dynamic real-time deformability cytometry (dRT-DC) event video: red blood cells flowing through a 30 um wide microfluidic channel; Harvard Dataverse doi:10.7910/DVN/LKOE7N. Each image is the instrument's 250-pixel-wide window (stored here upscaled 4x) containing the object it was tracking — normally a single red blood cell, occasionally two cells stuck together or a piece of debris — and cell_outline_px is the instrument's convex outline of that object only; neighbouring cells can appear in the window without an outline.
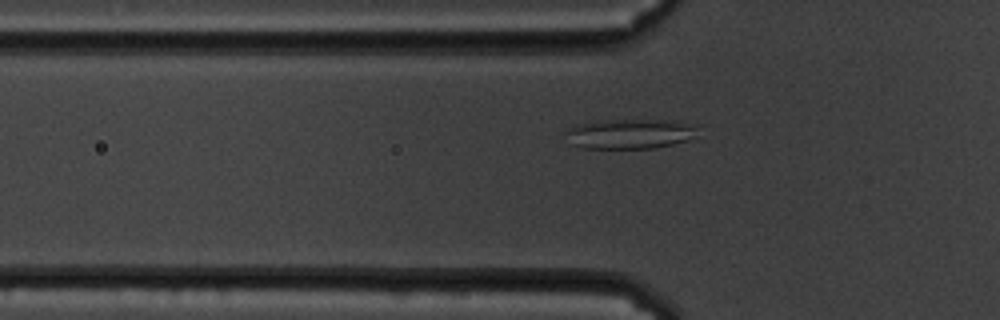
{"species": "common noctule bat (a hibernating species)", "species_latin": "Nyctalus noctula", "temperature_condition": "cold", "stored_images_in_passage": 53, "camera_frame_rate_fps": 3000, "um_per_image_px": 0.085, "animal": {"sex": "male", "body_mass_g": 19.5, "forearm_length_mm": 54.6}, "frame": {"image": 1, "passage_image": 13, "time_ms": 4.0, "image_size_px": [1000, 320], "cell_outline_px": [[700, 124], [692, 136], [688, 140], [656, 148], [584, 148], [568, 144], [564, 132], [568, 128], [576, 124], [604, 120], [680, 120]], "centroid_in_image_um": [53.53, 11.36], "position_along_channel_um": 72.3, "area_um2": 23.41}}
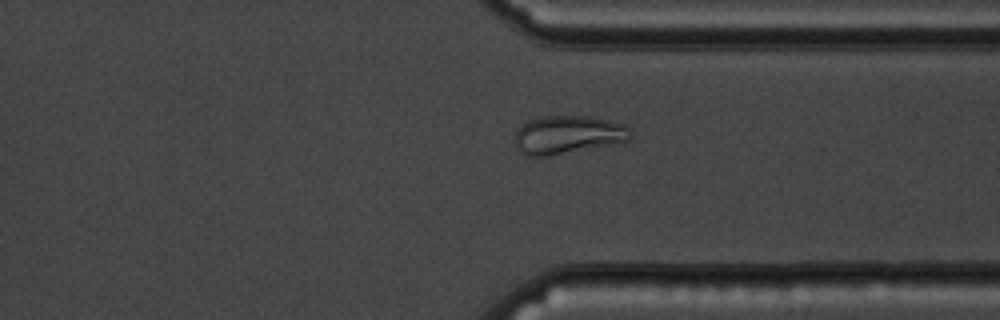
{"frame": {"image": 2, "passage_image": 39, "time_ms": 12.667, "image_size_px": [1000, 320], "cell_outline_px": [[632, 136], [628, 140], [544, 156], [528, 156], [520, 152], [516, 148], [516, 132], [528, 120], [544, 116], [588, 116], [608, 120], [624, 124], [628, 128]], "centroid_in_image_um": [48.24, 11.43], "position_along_channel_um": 363.2, "area_um2": 25.03}}
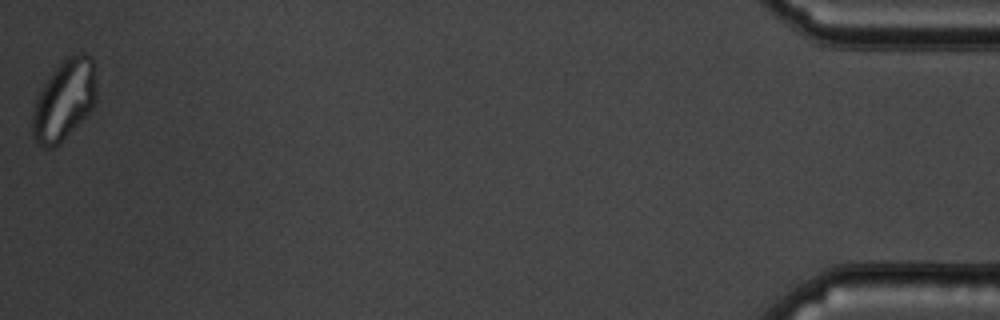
{"frame": {"image": 3, "passage_image": 53, "time_ms": 17.333, "image_size_px": [1000, 320], "cell_outline_px": [[96, 104], [52, 148], [44, 148], [36, 144], [32, 136], [32, 112], [36, 96], [52, 72], [68, 56], [76, 52], [84, 52], [92, 56], [96, 64]], "centroid_in_image_um": [5.47, 8.44], "position_along_channel_um": 429.7, "area_um2": 30.0}, "authors_computed_cell_mechanics": {"area_um2": 24.4494, "velocity_mm_per_s": 3.3566, "shape_relaxation_time_tau1_ms": null, "shape_relaxation_time_tau2_ms": 2.6165, "deformation_change_tau1": null, "deformation_change_tau2": 0.0787}}